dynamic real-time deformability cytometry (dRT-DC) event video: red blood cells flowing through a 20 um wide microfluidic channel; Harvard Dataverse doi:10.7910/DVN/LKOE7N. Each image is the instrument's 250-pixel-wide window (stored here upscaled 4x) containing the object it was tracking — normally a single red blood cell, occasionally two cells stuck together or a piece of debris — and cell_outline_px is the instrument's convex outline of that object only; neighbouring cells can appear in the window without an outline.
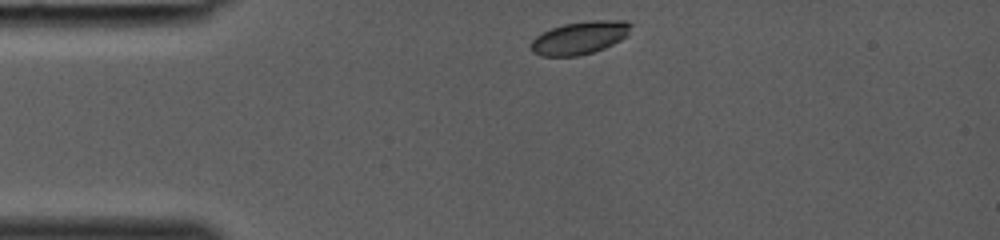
{"species": "common noctule bat (a hibernating species)", "species_latin": "Nyctalus noctula", "temperature_condition": "room temperature", "stored_images_in_passage": 27, "camera_frame_rate_fps": 3000, "um_per_image_px": 0.085, "animal": {"sex": "female", "body_mass_g": 19.0, "forearm_length_mm": 53.3}, "frame": {"image": 1, "passage_image": 1, "time_ms": 0.0, "image_size_px": [1000, 240], "cell_outline_px": [[632, 24], [628, 36], [604, 48], [592, 52], [576, 56], [540, 56], [532, 52], [532, 40], [536, 36], [552, 28], [564, 24], [588, 20], [624, 20]], "centroid_in_image_um": [49.3, 3.2], "position_along_channel_um": 35.7, "area_um2": 19.07}}
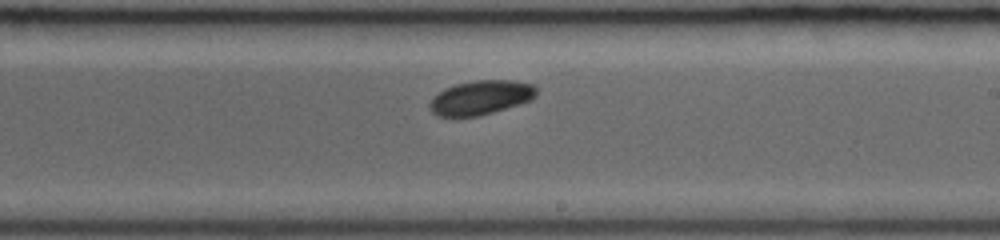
{"frame": {"image": 2, "passage_image": 16, "time_ms": 5.0, "image_size_px": [1000, 240], "cell_outline_px": [[536, 96], [532, 100], [520, 104], [480, 116], [436, 116], [428, 108], [428, 104], [444, 88], [456, 84], [476, 80], [512, 80], [536, 84]], "centroid_in_image_um": [40.9, 8.29], "position_along_channel_um": 248.1, "area_um2": 21.39}}
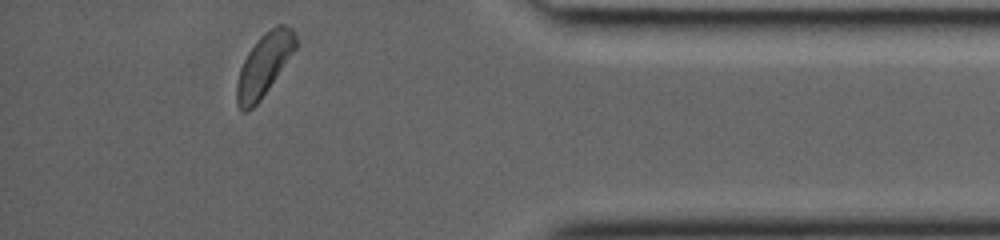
{"frame": {"image": 3, "passage_image": 27, "time_ms": 8.667, "image_size_px": [1000, 240], "cell_outline_px": [[296, 48], [260, 100], [248, 112], [244, 112], [236, 104], [236, 84], [240, 68], [248, 52], [260, 36], [264, 32], [276, 24], [284, 24], [292, 28], [296, 32]], "centroid_in_image_um": [22.43, 5.49], "position_along_channel_um": 412.8, "area_um2": 21.27}}